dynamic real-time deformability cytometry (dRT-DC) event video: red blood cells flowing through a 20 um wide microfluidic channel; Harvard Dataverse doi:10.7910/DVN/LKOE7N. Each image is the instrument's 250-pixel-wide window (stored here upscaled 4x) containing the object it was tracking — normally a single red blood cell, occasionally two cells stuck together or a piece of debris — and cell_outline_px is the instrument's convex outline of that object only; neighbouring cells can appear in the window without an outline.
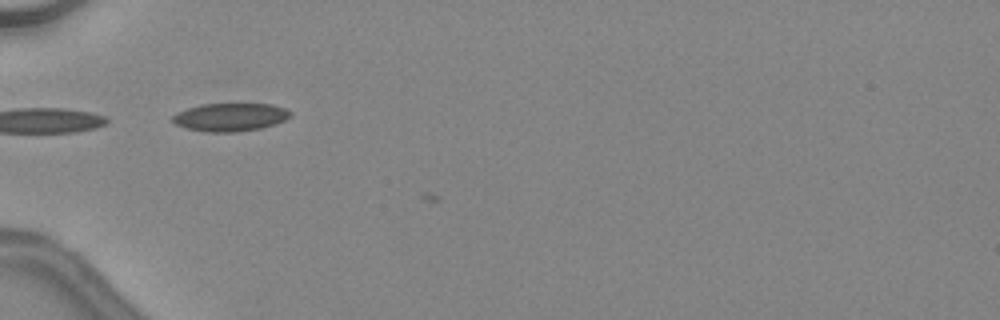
{"species": "common noctule bat (a hibernating species)", "species_latin": "Nyctalus noctula", "temperature_condition": "warm", "stored_images_in_passage": 5, "camera_frame_rate_fps": 3000, "um_per_image_px": 0.085, "animal": {"sex": "female", "body_mass_g": 24.6, "forearm_length_mm": 56.2}, "frame": {"image": 1, "passage_image": 3, "time_ms": 0.667, "image_size_px": [1000, 320], "cell_outline_px": [[292, 116], [276, 124], [260, 128], [236, 132], [208, 132], [184, 128], [176, 124], [172, 120], [172, 116], [176, 112], [188, 108], [204, 104], [272, 104], [284, 108], [292, 112]], "centroid_in_image_um": [19.58, 9.96], "position_along_channel_um": 65.4, "area_um2": 19.31}}